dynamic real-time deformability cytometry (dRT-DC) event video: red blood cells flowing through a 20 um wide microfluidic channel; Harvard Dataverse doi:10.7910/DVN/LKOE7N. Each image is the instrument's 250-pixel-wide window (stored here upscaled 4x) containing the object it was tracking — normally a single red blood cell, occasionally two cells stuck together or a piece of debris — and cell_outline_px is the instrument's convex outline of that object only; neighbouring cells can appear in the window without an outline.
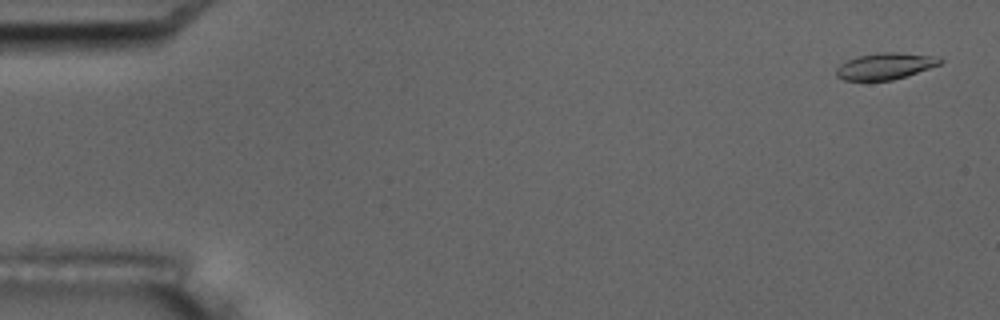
{"species": "common noctule bat (a hibernating species)", "species_latin": "Nyctalus noctula", "temperature_condition": "room temperature", "stored_images_in_passage": 5, "camera_frame_rate_fps": 3000, "um_per_image_px": 0.085, "animal": {"sex": "male", "body_mass_g": 17.5, "forearm_length_mm": 52.3}, "frame": {"image": 1, "passage_image": 1, "time_ms": 0.0, "image_size_px": [1000, 320], "cell_outline_px": [[944, 60], [940, 64], [892, 80], [844, 80], [836, 76], [836, 68], [840, 64], [856, 56], [880, 52], [896, 52], [940, 56]], "centroid_in_image_um": [75.24, 5.6], "position_along_channel_um": 9.8, "area_um2": 15.95}}